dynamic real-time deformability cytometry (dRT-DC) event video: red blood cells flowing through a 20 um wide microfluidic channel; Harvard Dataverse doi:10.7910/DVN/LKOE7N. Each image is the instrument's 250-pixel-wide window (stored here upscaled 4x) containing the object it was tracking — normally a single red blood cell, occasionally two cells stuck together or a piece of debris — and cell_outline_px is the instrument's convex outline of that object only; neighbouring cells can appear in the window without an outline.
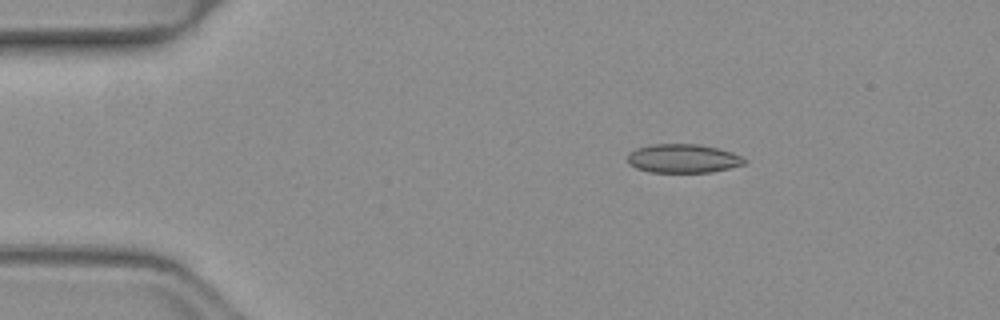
{"species": "common noctule bat (a hibernating species)", "species_latin": "Nyctalus noctula", "temperature_condition": "warm", "stored_images_in_passage": 43, "camera_frame_rate_fps": 3000, "um_per_image_px": 0.085, "animal": {"sex": "female", "body_mass_g": 19.3, "forearm_length_mm": 54.1}, "frame": {"image": 1, "passage_image": 1, "time_ms": 0.0, "image_size_px": [1000, 320], "cell_outline_px": [[748, 160], [744, 164], [712, 172], [648, 172], [636, 168], [628, 164], [628, 156], [636, 148], [652, 144], [700, 144], [732, 152]], "centroid_in_image_um": [58.05, 13.47], "position_along_channel_um": 26.9, "area_um2": 19.54}}
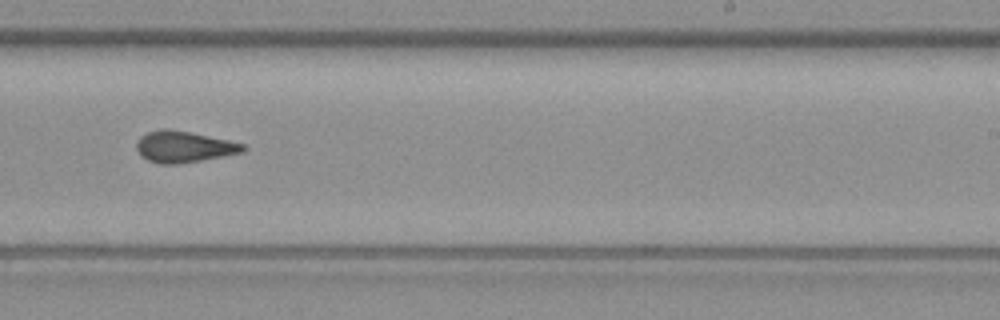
{"frame": {"image": 2, "passage_image": 24, "time_ms": 7.667, "image_size_px": [1000, 320], "cell_outline_px": [[248, 148], [244, 152], [180, 164], [160, 164], [148, 160], [140, 156], [136, 148], [136, 144], [140, 136], [148, 132], [160, 128], [164, 128], [188, 132], [228, 140], [244, 144]], "centroid_in_image_um": [15.61, 12.48], "position_along_channel_um": 273.4, "area_um2": 19.42}}
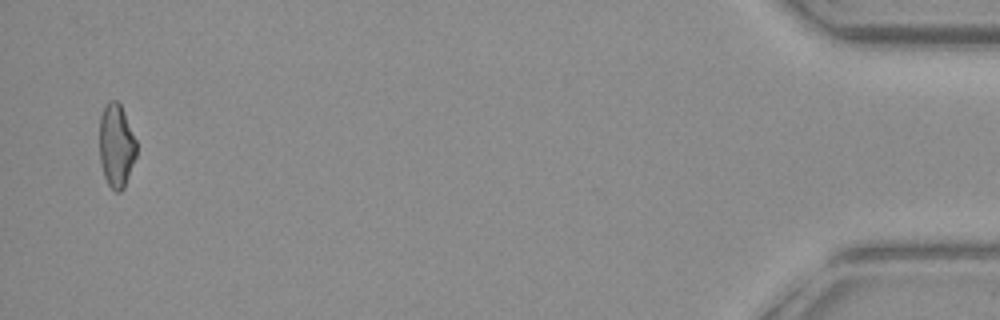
{"frame": {"image": 3, "passage_image": 42, "time_ms": 13.667, "image_size_px": [1000, 320], "cell_outline_px": [[136, 156], [124, 188], [120, 192], [116, 192], [108, 184], [104, 176], [100, 164], [100, 116], [104, 104], [108, 100], [116, 100], [120, 104], [124, 112], [136, 140]], "centroid_in_image_um": [9.88, 12.37], "position_along_channel_um": 425.3, "area_um2": 18.03}, "authors_computed_cell_mechanics": {"area_um2": 19.2474, "velocity_mm_per_s": 4.0574, "shape_relaxation_time_tau1_ms": null, "shape_relaxation_time_tau2_ms": 2.121, "deformation_change_tau1": null, "deformation_change_tau2": 0.083}}